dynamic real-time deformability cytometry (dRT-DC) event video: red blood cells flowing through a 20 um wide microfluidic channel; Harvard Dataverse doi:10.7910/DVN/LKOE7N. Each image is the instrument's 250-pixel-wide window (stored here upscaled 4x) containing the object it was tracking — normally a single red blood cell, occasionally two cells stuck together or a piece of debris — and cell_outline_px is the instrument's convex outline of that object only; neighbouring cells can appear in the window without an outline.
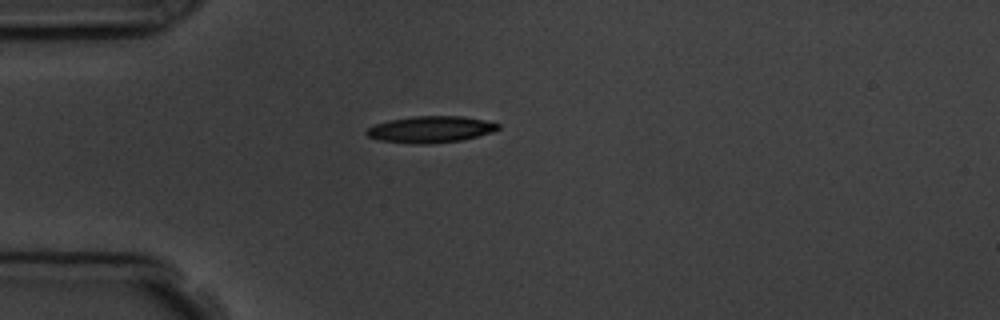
{"species": "common noctule bat (a hibernating species)", "species_latin": "Nyctalus noctula", "temperature_condition": "room temperature", "stored_images_in_passage": 5, "camera_frame_rate_fps": 3000, "um_per_image_px": 0.085, "animal": {"sex": "male", "body_mass_g": 19.5, "forearm_length_mm": 54.6}, "frame": {"image": 1, "passage_image": 5, "time_ms": 5.667, "image_size_px": [1000, 320], "cell_outline_px": [[500, 128], [492, 132], [460, 140], [428, 144], [420, 144], [376, 140], [368, 136], [364, 132], [368, 128], [376, 124], [388, 120], [412, 116], [464, 116], [484, 120], [500, 124]], "centroid_in_image_um": [36.57, 10.99], "position_along_channel_um": 48.4, "area_um2": 20.29}}